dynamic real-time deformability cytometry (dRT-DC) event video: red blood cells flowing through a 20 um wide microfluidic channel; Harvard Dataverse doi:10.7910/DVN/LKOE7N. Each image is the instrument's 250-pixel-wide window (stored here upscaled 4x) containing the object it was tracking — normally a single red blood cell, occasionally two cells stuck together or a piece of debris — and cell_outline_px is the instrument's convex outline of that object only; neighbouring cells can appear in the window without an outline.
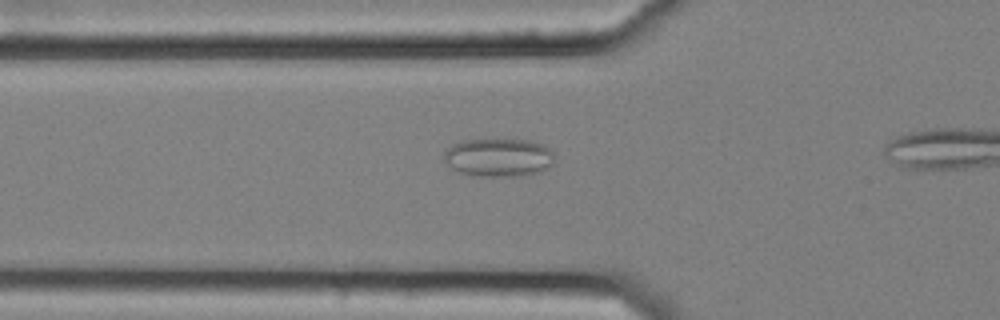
{"species": "common noctule bat (a hibernating species)", "species_latin": "Nyctalus noctula", "temperature_condition": "cold", "stored_images_in_passage": 21, "camera_frame_rate_fps": 3000, "um_per_image_px": 0.085, "animal": {"sex": "female", "body_mass_g": 25.1}, "frame": {"image": 1, "passage_image": 12, "time_ms": 3.667, "image_size_px": [1000, 320], "cell_outline_px": [[556, 164], [540, 172], [524, 176], [472, 176], [460, 172], [452, 168], [444, 160], [444, 152], [452, 144], [460, 140], [528, 140], [544, 144], [556, 156]], "centroid_in_image_um": [42.43, 13.4], "position_along_channel_um": 83.4, "area_um2": 25.09}}